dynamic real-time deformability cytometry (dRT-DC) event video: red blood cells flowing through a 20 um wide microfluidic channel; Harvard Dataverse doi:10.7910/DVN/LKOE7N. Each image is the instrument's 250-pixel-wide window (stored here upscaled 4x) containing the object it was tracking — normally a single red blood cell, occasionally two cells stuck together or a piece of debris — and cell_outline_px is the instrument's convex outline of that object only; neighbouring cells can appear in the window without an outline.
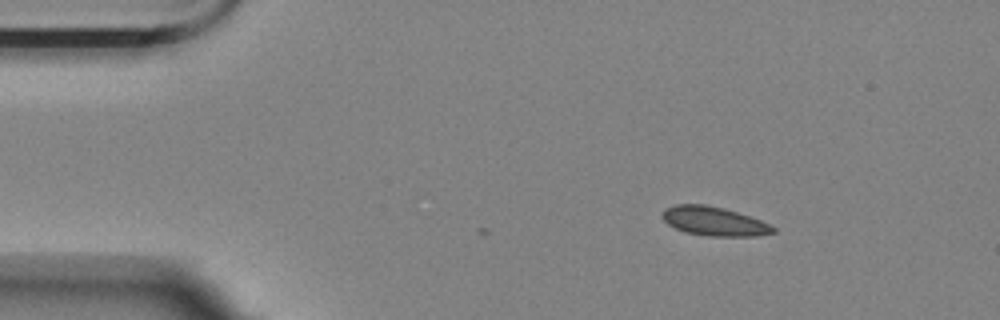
{"species": "Egyptian fruit bat (a non-hibernating species)", "species_latin": "Rousettus aegyptiacus", "temperature_condition": "room temperature", "stored_images_in_passage": 2, "camera_frame_rate_fps": 3000, "um_per_image_px": 0.085, "animal": {"sex": "female"}, "frame": {"image": 1, "passage_image": 2, "time_ms": 0.333, "image_size_px": [1000, 320], "cell_outline_px": [[776, 232], [756, 236], [708, 236], [684, 232], [668, 224], [660, 216], [664, 208], [676, 204], [704, 204], [724, 208], [760, 220], [776, 228]], "centroid_in_image_um": [60.66, 18.8], "position_along_channel_um": 24.3, "area_um2": 18.73}}